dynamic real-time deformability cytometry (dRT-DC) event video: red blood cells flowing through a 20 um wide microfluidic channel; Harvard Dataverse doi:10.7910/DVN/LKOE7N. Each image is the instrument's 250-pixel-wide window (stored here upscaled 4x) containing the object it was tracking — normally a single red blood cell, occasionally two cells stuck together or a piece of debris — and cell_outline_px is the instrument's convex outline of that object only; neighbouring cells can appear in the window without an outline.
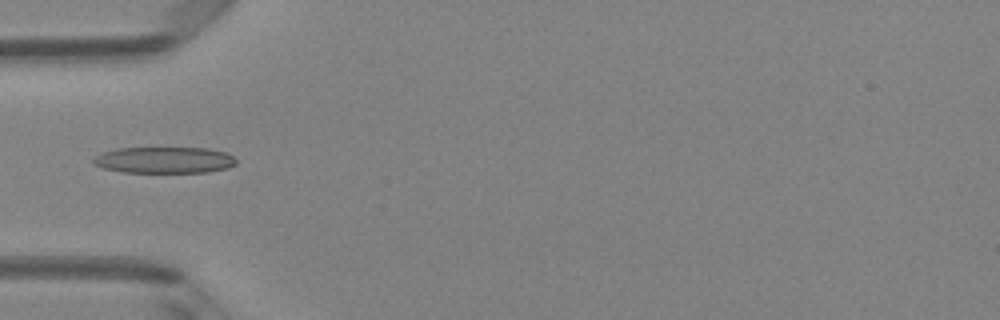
{"species": "Egyptian fruit bat (a non-hibernating species)", "species_latin": "Rousettus aegyptiacus", "temperature_condition": "room temperature", "stored_images_in_passage": 5, "camera_frame_rate_fps": 3000, "um_per_image_px": 0.085, "animal": {"sex": "female"}, "frame": {"image": 1, "passage_image": 5, "time_ms": 1.333, "image_size_px": [1000, 320], "cell_outline_px": [[236, 164], [228, 168], [208, 172], [124, 172], [104, 168], [92, 164], [92, 160], [100, 152], [116, 148], [204, 148], [224, 152], [232, 156], [236, 160]], "centroid_in_image_um": [13.93, 13.6], "position_along_channel_um": 71.1, "area_um2": 21.91}}